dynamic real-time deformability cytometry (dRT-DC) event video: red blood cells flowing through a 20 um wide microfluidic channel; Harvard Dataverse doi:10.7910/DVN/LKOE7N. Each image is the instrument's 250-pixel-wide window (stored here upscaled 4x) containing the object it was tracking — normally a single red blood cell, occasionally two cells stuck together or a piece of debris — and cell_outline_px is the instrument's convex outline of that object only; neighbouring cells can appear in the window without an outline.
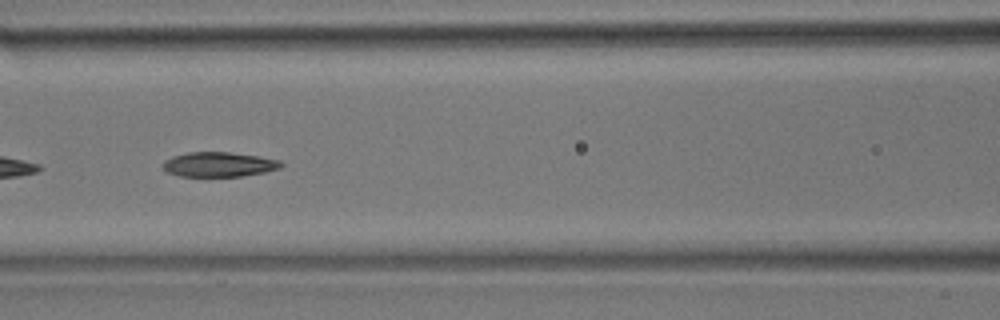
{"species": "common noctule bat (a hibernating species)", "species_latin": "Nyctalus noctula", "temperature_condition": "room temperature", "stored_images_in_passage": 44, "camera_frame_rate_fps": 3000, "um_per_image_px": 0.085, "animal": {"sex": "male", "body_mass_g": 17.9}, "frame": {"image": 1, "passage_image": 19, "time_ms": 6.0, "image_size_px": [1000, 320], "cell_outline_px": [[284, 164], [280, 168], [264, 172], [240, 176], [180, 176], [164, 172], [160, 168], [164, 160], [172, 156], [188, 152], [228, 152], [260, 156], [280, 160]], "centroid_in_image_um": [18.55, 13.97], "position_along_channel_um": 148.0, "area_um2": 17.22}}